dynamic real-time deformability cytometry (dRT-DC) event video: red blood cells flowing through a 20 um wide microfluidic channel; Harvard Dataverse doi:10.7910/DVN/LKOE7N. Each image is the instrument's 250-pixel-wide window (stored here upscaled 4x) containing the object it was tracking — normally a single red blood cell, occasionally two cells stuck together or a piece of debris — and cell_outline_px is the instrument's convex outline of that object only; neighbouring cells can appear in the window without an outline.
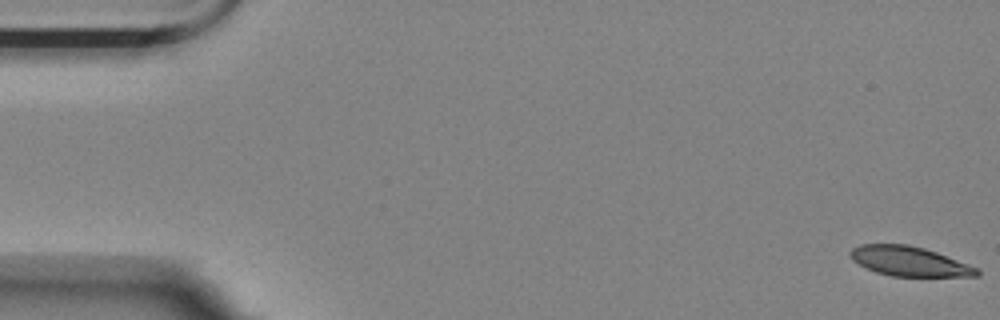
{"species": "Egyptian fruit bat (a non-hibernating species)", "species_latin": "Rousettus aegyptiacus", "temperature_condition": "room temperature", "stored_images_in_passage": 17, "camera_frame_rate_fps": 3000, "um_per_image_px": 0.085, "animal": {"sex": "female"}, "frame": {"image": 1, "passage_image": 1, "time_ms": 0.0, "image_size_px": [1000, 320], "cell_outline_px": [[980, 276], [892, 276], [876, 272], [852, 260], [848, 252], [852, 248], [860, 244], [908, 244], [924, 248], [936, 252], [980, 268]], "centroid_in_image_um": [77.31, 22.2], "position_along_channel_um": 7.7, "area_um2": 21.85}}
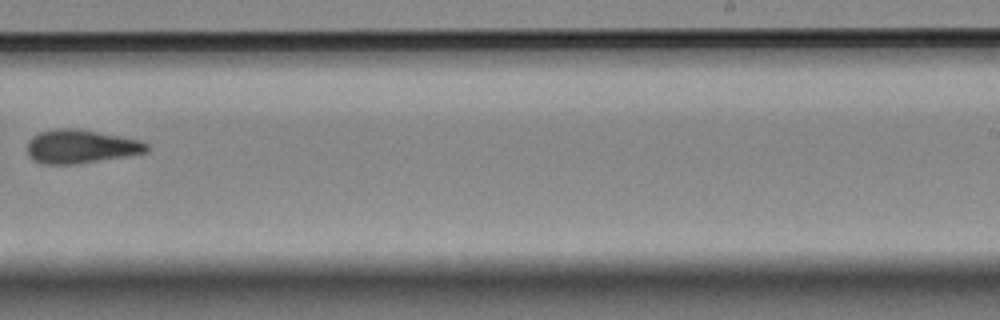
{"frame": {"image": 2, "passage_image": 11, "time_ms": 3.333, "image_size_px": [1000, 320], "cell_outline_px": [[148, 152], [76, 164], [44, 164], [32, 160], [28, 156], [28, 140], [32, 136], [40, 132], [56, 128], [76, 128], [120, 136], [140, 140], [148, 144]], "centroid_in_image_um": [6.83, 12.45], "position_along_channel_um": 282.2, "area_um2": 23.35}}
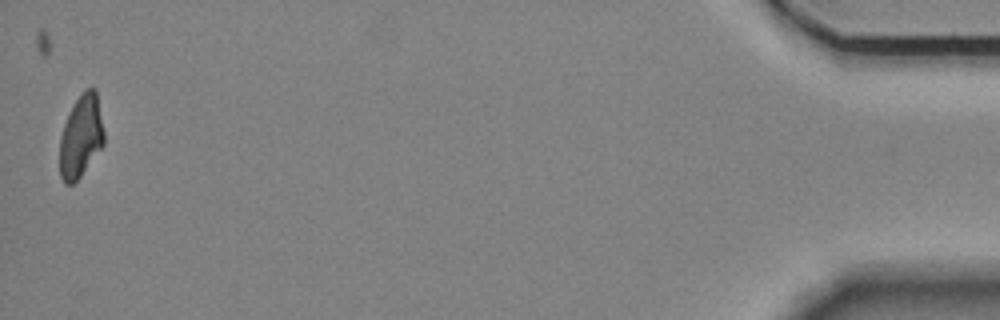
{"frame": {"image": 3, "passage_image": 16, "time_ms": 5.0, "image_size_px": [1000, 320], "cell_outline_px": [[104, 144], [80, 176], [72, 184], [64, 184], [60, 176], [60, 136], [64, 124], [80, 92], [84, 88], [96, 88], [104, 132]], "centroid_in_image_um": [6.88, 11.57], "position_along_channel_um": 428.3, "area_um2": 21.15}}